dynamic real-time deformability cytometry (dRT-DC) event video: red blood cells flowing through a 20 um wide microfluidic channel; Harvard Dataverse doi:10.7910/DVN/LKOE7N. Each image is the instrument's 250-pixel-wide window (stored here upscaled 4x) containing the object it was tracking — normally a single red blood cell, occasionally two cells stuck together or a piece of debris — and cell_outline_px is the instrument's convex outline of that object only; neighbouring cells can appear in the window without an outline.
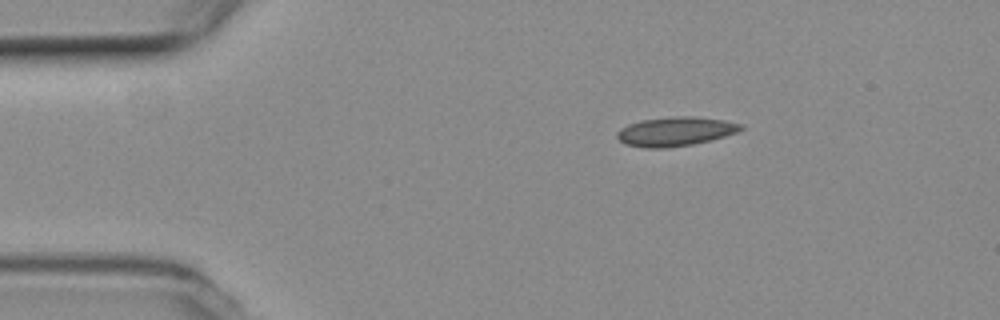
{"species": "common noctule bat (a hibernating species)", "species_latin": "Nyctalus noctula", "temperature_condition": "room temperature", "stored_images_in_passage": 46, "camera_frame_rate_fps": 3000, "um_per_image_px": 0.085, "animal": {"sex": "female", "body_mass_g": 19.3, "forearm_length_mm": 54.1}, "frame": {"image": 1, "passage_image": 1, "time_ms": 0.0, "image_size_px": [1000, 320], "cell_outline_px": [[744, 128], [736, 132], [712, 140], [692, 144], [664, 148], [644, 148], [624, 144], [616, 136], [616, 132], [620, 128], [628, 124], [640, 120], [672, 116], [692, 116], [724, 120], [744, 124]], "centroid_in_image_um": [57.38, 11.17], "position_along_channel_um": 27.6, "area_um2": 21.15}}
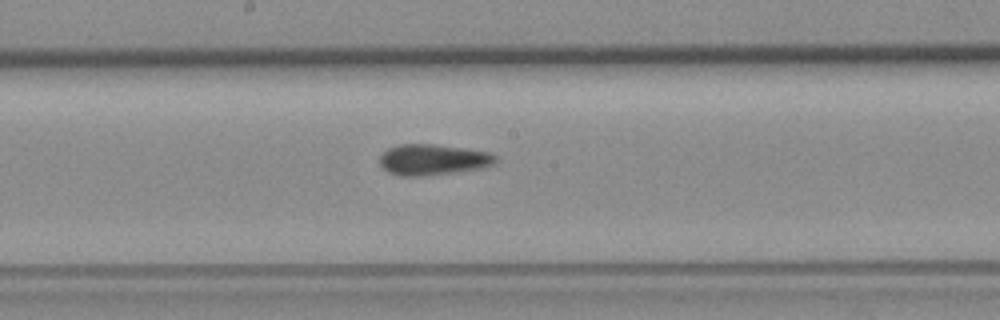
{"frame": {"image": 2, "passage_image": 20, "time_ms": 6.333, "image_size_px": [1000, 320], "cell_outline_px": [[500, 160], [496, 164], [484, 168], [460, 172], [420, 176], [400, 176], [388, 172], [380, 164], [380, 156], [388, 148], [400, 144], [432, 144], [464, 148], [492, 152]], "centroid_in_image_um": [36.88, 13.58], "position_along_channel_um": 211.3, "area_um2": 21.21}}
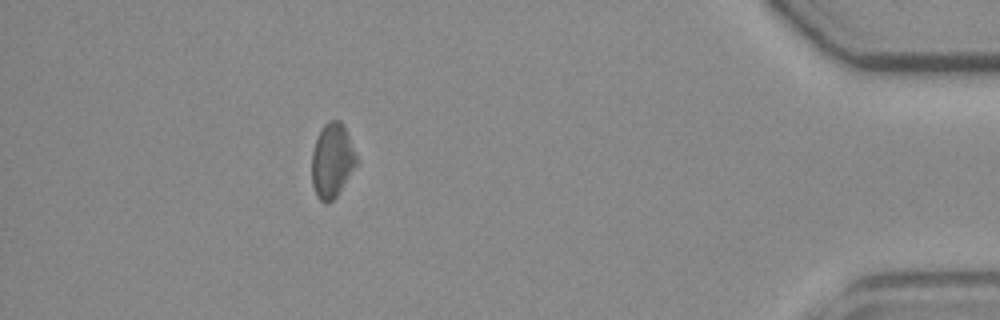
{"frame": {"image": 3, "passage_image": 40, "time_ms": 13.0, "image_size_px": [1000, 320], "cell_outline_px": [[356, 164], [336, 196], [328, 204], [324, 204], [316, 196], [312, 184], [312, 152], [316, 140], [324, 124], [328, 120], [340, 120], [344, 124], [356, 156]], "centroid_in_image_um": [28.2, 13.65], "position_along_channel_um": 407.0, "area_um2": 19.07}, "authors_computed_cell_mechanics": {"area_um2": 20.3456, "velocity_mm_per_s": 3.7874, "shape_relaxation_time_tau1_ms": null, "shape_relaxation_time_tau2_ms": 4.4163, "deformation_change_tau1": null, "deformation_change_tau2": 0.0994}}